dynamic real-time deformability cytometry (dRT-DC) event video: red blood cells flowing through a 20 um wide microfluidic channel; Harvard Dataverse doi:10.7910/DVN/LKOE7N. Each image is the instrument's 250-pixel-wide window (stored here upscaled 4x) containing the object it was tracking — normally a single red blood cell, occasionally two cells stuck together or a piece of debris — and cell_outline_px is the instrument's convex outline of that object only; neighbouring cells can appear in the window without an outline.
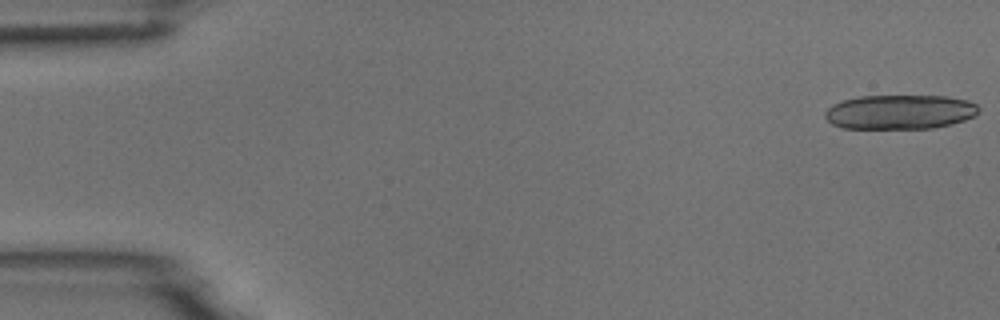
{"species": "common noctule bat (a hibernating species)", "species_latin": "Nyctalus noctula", "temperature_condition": "room temperature", "stored_images_in_passage": 18, "camera_frame_rate_fps": 3000, "um_per_image_px": 0.085, "animal": {"sex": "male", "body_mass_g": 18.8}, "frame": {"image": 1, "passage_image": 1, "time_ms": 0.0, "image_size_px": [1000, 320], "cell_outline_px": [[980, 112], [976, 116], [952, 124], [932, 128], [844, 128], [832, 124], [824, 116], [824, 112], [832, 104], [844, 100], [860, 96], [948, 96], [968, 100], [976, 104], [980, 108]], "centroid_in_image_um": [76.53, 9.51], "position_along_channel_um": 8.5, "area_um2": 30.98}}